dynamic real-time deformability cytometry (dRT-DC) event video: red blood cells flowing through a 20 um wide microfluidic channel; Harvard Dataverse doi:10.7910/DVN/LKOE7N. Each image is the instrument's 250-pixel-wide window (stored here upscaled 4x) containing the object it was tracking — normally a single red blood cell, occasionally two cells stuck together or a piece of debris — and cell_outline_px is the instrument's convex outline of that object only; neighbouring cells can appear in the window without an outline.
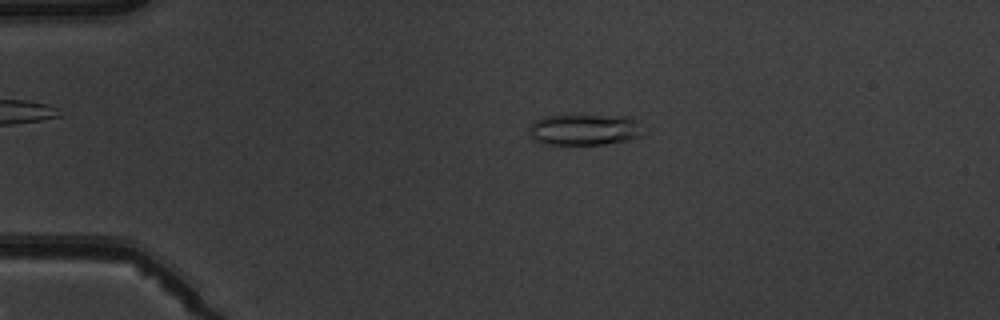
{"species": "common noctule bat (a hibernating species)", "species_latin": "Nyctalus noctula", "temperature_condition": "warm", "stored_images_in_passage": 5, "camera_frame_rate_fps": 3000, "um_per_image_px": 0.085, "animal": {"sex": "male", "body_mass_g": 19.5, "forearm_length_mm": 54.6}, "frame": {"image": 1, "passage_image": 3, "time_ms": 2.333, "image_size_px": [1000, 320], "cell_outline_px": [[640, 136], [624, 140], [604, 144], [548, 144], [532, 140], [532, 124], [536, 120], [544, 116], [628, 116], [632, 120]], "centroid_in_image_um": [49.58, 11.03], "position_along_channel_um": 35.4, "area_um2": 19.59}}
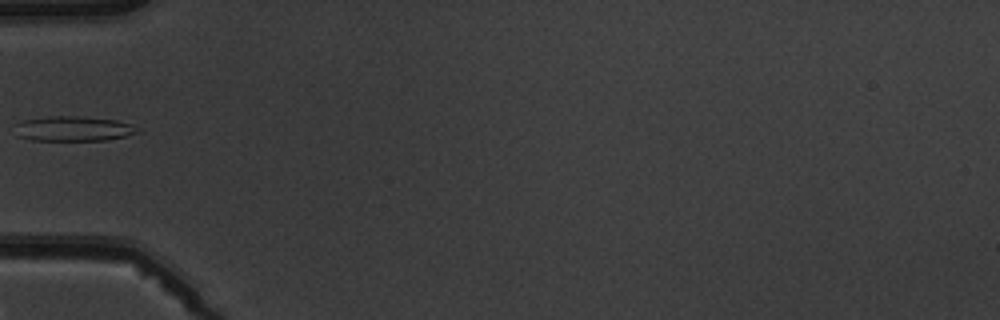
{"frame": {"image": 2, "passage_image": 5, "time_ms": 4.667, "image_size_px": [1000, 320], "cell_outline_px": [[140, 132], [124, 136], [104, 140], [32, 140], [16, 136], [12, 124], [20, 120], [44, 116], [76, 116], [116, 120], [128, 124], [136, 128]], "centroid_in_image_um": [6.08, 10.93], "position_along_channel_um": 78.9, "area_um2": 17.92}}